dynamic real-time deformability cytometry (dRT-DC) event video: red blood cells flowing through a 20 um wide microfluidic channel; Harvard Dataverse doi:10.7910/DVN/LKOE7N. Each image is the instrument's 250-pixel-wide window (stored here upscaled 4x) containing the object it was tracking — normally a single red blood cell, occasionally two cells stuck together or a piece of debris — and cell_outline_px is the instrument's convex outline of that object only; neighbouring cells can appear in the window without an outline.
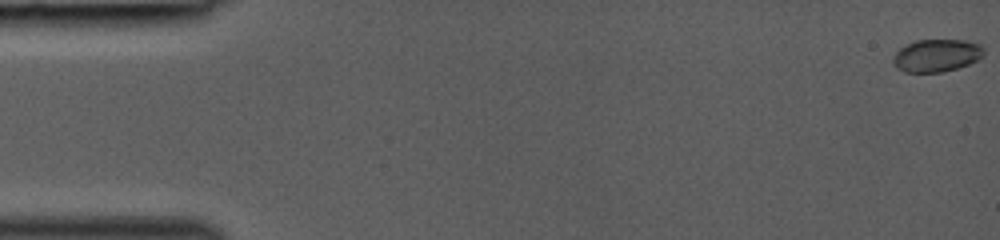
{"species": "common noctule bat (a hibernating species)", "species_latin": "Nyctalus noctula", "temperature_condition": "room temperature", "stored_images_in_passage": 41, "camera_frame_rate_fps": 3000, "um_per_image_px": 0.085, "animal": {"sex": "female", "body_mass_g": 19.0, "forearm_length_mm": 53.3}, "frame": {"image": 1, "passage_image": 1, "time_ms": 0.0, "image_size_px": [1000, 240], "cell_outline_px": [[984, 56], [968, 64], [956, 68], [940, 72], [904, 72], [896, 68], [892, 60], [892, 56], [900, 48], [916, 40], [964, 40], [980, 44], [984, 48]], "centroid_in_image_um": [79.6, 4.71], "position_along_channel_um": 5.4, "area_um2": 17.22}}
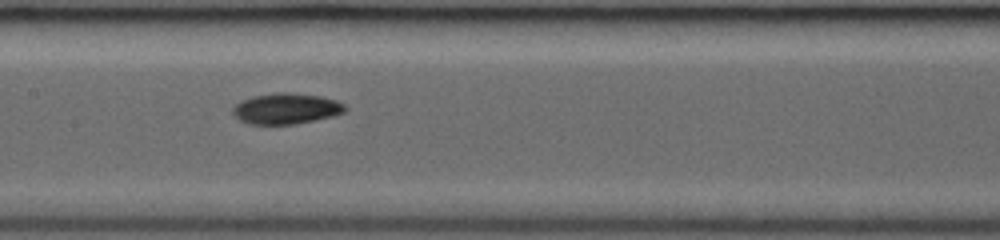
{"frame": {"image": 2, "passage_image": 23, "time_ms": 7.333, "image_size_px": [1000, 240], "cell_outline_px": [[348, 108], [344, 112], [332, 116], [296, 124], [248, 124], [240, 120], [232, 112], [232, 108], [240, 100], [252, 96], [276, 92], [284, 92], [320, 96], [336, 100], [344, 104]], "centroid_in_image_um": [24.31, 9.23], "position_along_channel_um": 183.1, "area_um2": 20.17}}
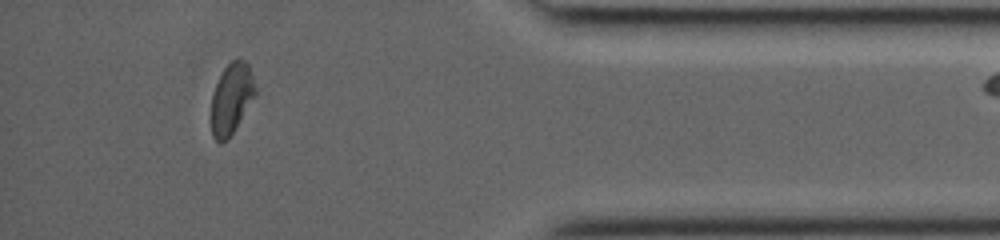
{"frame": {"image": 3, "passage_image": 40, "time_ms": 13.0, "image_size_px": [1000, 240], "cell_outline_px": [[256, 96], [228, 140], [220, 144], [212, 136], [212, 92], [224, 68], [232, 60], [240, 56], [248, 64], [256, 88]], "centroid_in_image_um": [19.69, 8.38], "position_along_channel_um": 415.5, "area_um2": 18.32}}